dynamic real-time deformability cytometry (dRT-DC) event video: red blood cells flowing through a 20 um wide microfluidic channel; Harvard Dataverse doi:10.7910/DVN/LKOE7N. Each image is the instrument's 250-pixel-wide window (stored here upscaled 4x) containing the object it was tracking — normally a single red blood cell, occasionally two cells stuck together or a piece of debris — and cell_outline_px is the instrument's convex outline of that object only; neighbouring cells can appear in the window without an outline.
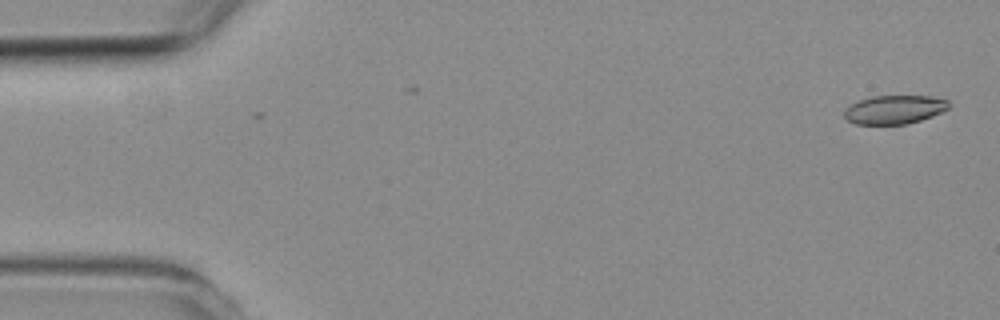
{"species": "common noctule bat (a hibernating species)", "species_latin": "Nyctalus noctula", "temperature_condition": "room temperature", "stored_images_in_passage": 2, "camera_frame_rate_fps": 3000, "um_per_image_px": 0.085, "animal": {"sex": "female", "body_mass_g": 19.3, "forearm_length_mm": 54.1}, "frame": {"image": 1, "passage_image": 2, "time_ms": 1.0, "image_size_px": [1000, 320], "cell_outline_px": [[948, 108], [932, 116], [908, 124], [856, 124], [848, 120], [844, 116], [844, 108], [860, 100], [872, 96], [932, 96], [948, 100]], "centroid_in_image_um": [76.01, 9.31], "position_along_channel_um": 9.0, "area_um2": 17.34}}